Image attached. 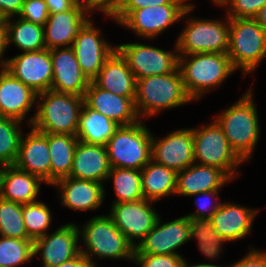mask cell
Wrapping results in <instances>:
<instances>
[{
	"label": "cell",
	"instance_id": "6",
	"mask_svg": "<svg viewBox=\"0 0 266 267\" xmlns=\"http://www.w3.org/2000/svg\"><path fill=\"white\" fill-rule=\"evenodd\" d=\"M194 4L183 12L186 17L184 26L176 40L178 55H190L195 53H227L229 47V17L224 20L202 19L187 17L194 10ZM188 18V19H187Z\"/></svg>",
	"mask_w": 266,
	"mask_h": 267
},
{
	"label": "cell",
	"instance_id": "21",
	"mask_svg": "<svg viewBox=\"0 0 266 267\" xmlns=\"http://www.w3.org/2000/svg\"><path fill=\"white\" fill-rule=\"evenodd\" d=\"M134 98L118 96L91 81L84 95V103L118 125L129 126L141 121L135 108Z\"/></svg>",
	"mask_w": 266,
	"mask_h": 267
},
{
	"label": "cell",
	"instance_id": "54",
	"mask_svg": "<svg viewBox=\"0 0 266 267\" xmlns=\"http://www.w3.org/2000/svg\"><path fill=\"white\" fill-rule=\"evenodd\" d=\"M213 3H216L217 5L221 2V1H223V0H211Z\"/></svg>",
	"mask_w": 266,
	"mask_h": 267
},
{
	"label": "cell",
	"instance_id": "33",
	"mask_svg": "<svg viewBox=\"0 0 266 267\" xmlns=\"http://www.w3.org/2000/svg\"><path fill=\"white\" fill-rule=\"evenodd\" d=\"M190 226V240L198 241V248L204 257L215 260L220 257L224 243L227 241L216 234L214 227L209 219L185 215Z\"/></svg>",
	"mask_w": 266,
	"mask_h": 267
},
{
	"label": "cell",
	"instance_id": "41",
	"mask_svg": "<svg viewBox=\"0 0 266 267\" xmlns=\"http://www.w3.org/2000/svg\"><path fill=\"white\" fill-rule=\"evenodd\" d=\"M185 261L182 255L176 254H134L133 263L140 267H183Z\"/></svg>",
	"mask_w": 266,
	"mask_h": 267
},
{
	"label": "cell",
	"instance_id": "44",
	"mask_svg": "<svg viewBox=\"0 0 266 267\" xmlns=\"http://www.w3.org/2000/svg\"><path fill=\"white\" fill-rule=\"evenodd\" d=\"M249 250V252L247 251L248 254L243 256L242 259L225 267H266V251L263 252L252 247Z\"/></svg>",
	"mask_w": 266,
	"mask_h": 267
},
{
	"label": "cell",
	"instance_id": "8",
	"mask_svg": "<svg viewBox=\"0 0 266 267\" xmlns=\"http://www.w3.org/2000/svg\"><path fill=\"white\" fill-rule=\"evenodd\" d=\"M152 135L142 120L119 126L105 145L111 167L141 170L151 161Z\"/></svg>",
	"mask_w": 266,
	"mask_h": 267
},
{
	"label": "cell",
	"instance_id": "1",
	"mask_svg": "<svg viewBox=\"0 0 266 267\" xmlns=\"http://www.w3.org/2000/svg\"><path fill=\"white\" fill-rule=\"evenodd\" d=\"M252 91V87L247 89L238 101L214 118L231 148L244 162L250 161L261 133Z\"/></svg>",
	"mask_w": 266,
	"mask_h": 267
},
{
	"label": "cell",
	"instance_id": "12",
	"mask_svg": "<svg viewBox=\"0 0 266 267\" xmlns=\"http://www.w3.org/2000/svg\"><path fill=\"white\" fill-rule=\"evenodd\" d=\"M89 3L80 0L71 10L49 14L44 27V41L47 49L72 47L74 39L91 20L94 11ZM90 15V16H88Z\"/></svg>",
	"mask_w": 266,
	"mask_h": 267
},
{
	"label": "cell",
	"instance_id": "46",
	"mask_svg": "<svg viewBox=\"0 0 266 267\" xmlns=\"http://www.w3.org/2000/svg\"><path fill=\"white\" fill-rule=\"evenodd\" d=\"M80 0H45L49 14L71 10Z\"/></svg>",
	"mask_w": 266,
	"mask_h": 267
},
{
	"label": "cell",
	"instance_id": "7",
	"mask_svg": "<svg viewBox=\"0 0 266 267\" xmlns=\"http://www.w3.org/2000/svg\"><path fill=\"white\" fill-rule=\"evenodd\" d=\"M228 57L244 78L266 57V30L255 18H229Z\"/></svg>",
	"mask_w": 266,
	"mask_h": 267
},
{
	"label": "cell",
	"instance_id": "20",
	"mask_svg": "<svg viewBox=\"0 0 266 267\" xmlns=\"http://www.w3.org/2000/svg\"><path fill=\"white\" fill-rule=\"evenodd\" d=\"M50 54L53 68L51 90L84 97L91 81L80 69L73 48L50 49Z\"/></svg>",
	"mask_w": 266,
	"mask_h": 267
},
{
	"label": "cell",
	"instance_id": "22",
	"mask_svg": "<svg viewBox=\"0 0 266 267\" xmlns=\"http://www.w3.org/2000/svg\"><path fill=\"white\" fill-rule=\"evenodd\" d=\"M22 134L19 154L14 164L17 168L40 177L50 186V153L48 134L34 129ZM25 135V136H24Z\"/></svg>",
	"mask_w": 266,
	"mask_h": 267
},
{
	"label": "cell",
	"instance_id": "13",
	"mask_svg": "<svg viewBox=\"0 0 266 267\" xmlns=\"http://www.w3.org/2000/svg\"><path fill=\"white\" fill-rule=\"evenodd\" d=\"M5 69L37 94L51 90L53 68L50 50L47 48L11 57Z\"/></svg>",
	"mask_w": 266,
	"mask_h": 267
},
{
	"label": "cell",
	"instance_id": "4",
	"mask_svg": "<svg viewBox=\"0 0 266 267\" xmlns=\"http://www.w3.org/2000/svg\"><path fill=\"white\" fill-rule=\"evenodd\" d=\"M85 222L87 223L82 226L83 228L78 226L79 239L83 241L80 253L94 266L97 267V261L93 260V256L97 259H127L131 262L134 260V246L114 225L108 214L94 216Z\"/></svg>",
	"mask_w": 266,
	"mask_h": 267
},
{
	"label": "cell",
	"instance_id": "40",
	"mask_svg": "<svg viewBox=\"0 0 266 267\" xmlns=\"http://www.w3.org/2000/svg\"><path fill=\"white\" fill-rule=\"evenodd\" d=\"M265 4L266 0H223L218 5L227 6L229 18H255Z\"/></svg>",
	"mask_w": 266,
	"mask_h": 267
},
{
	"label": "cell",
	"instance_id": "36",
	"mask_svg": "<svg viewBox=\"0 0 266 267\" xmlns=\"http://www.w3.org/2000/svg\"><path fill=\"white\" fill-rule=\"evenodd\" d=\"M33 257V240L0 235V267L21 266Z\"/></svg>",
	"mask_w": 266,
	"mask_h": 267
},
{
	"label": "cell",
	"instance_id": "11",
	"mask_svg": "<svg viewBox=\"0 0 266 267\" xmlns=\"http://www.w3.org/2000/svg\"><path fill=\"white\" fill-rule=\"evenodd\" d=\"M154 203L141 199L110 206L108 215L134 248L154 228L159 218V213L152 208Z\"/></svg>",
	"mask_w": 266,
	"mask_h": 267
},
{
	"label": "cell",
	"instance_id": "5",
	"mask_svg": "<svg viewBox=\"0 0 266 267\" xmlns=\"http://www.w3.org/2000/svg\"><path fill=\"white\" fill-rule=\"evenodd\" d=\"M36 103L30 126L45 134L77 135L84 97L48 90L37 94Z\"/></svg>",
	"mask_w": 266,
	"mask_h": 267
},
{
	"label": "cell",
	"instance_id": "53",
	"mask_svg": "<svg viewBox=\"0 0 266 267\" xmlns=\"http://www.w3.org/2000/svg\"><path fill=\"white\" fill-rule=\"evenodd\" d=\"M1 23H6V19H5V17L1 14V12H0V24Z\"/></svg>",
	"mask_w": 266,
	"mask_h": 267
},
{
	"label": "cell",
	"instance_id": "35",
	"mask_svg": "<svg viewBox=\"0 0 266 267\" xmlns=\"http://www.w3.org/2000/svg\"><path fill=\"white\" fill-rule=\"evenodd\" d=\"M18 120L0 116V166L14 165L19 154L22 132Z\"/></svg>",
	"mask_w": 266,
	"mask_h": 267
},
{
	"label": "cell",
	"instance_id": "3",
	"mask_svg": "<svg viewBox=\"0 0 266 267\" xmlns=\"http://www.w3.org/2000/svg\"><path fill=\"white\" fill-rule=\"evenodd\" d=\"M178 68L185 89L194 101L221 86L236 71L227 53L179 55Z\"/></svg>",
	"mask_w": 266,
	"mask_h": 267
},
{
	"label": "cell",
	"instance_id": "42",
	"mask_svg": "<svg viewBox=\"0 0 266 267\" xmlns=\"http://www.w3.org/2000/svg\"><path fill=\"white\" fill-rule=\"evenodd\" d=\"M192 196H199L195 199V204L197 206V211L187 214L194 217H200L204 219H210L213 214L219 209L223 202L218 200L219 197V190H211L207 192H201L199 194H194ZM211 200H216L212 202ZM219 201V202H218ZM211 202V203H209Z\"/></svg>",
	"mask_w": 266,
	"mask_h": 267
},
{
	"label": "cell",
	"instance_id": "17",
	"mask_svg": "<svg viewBox=\"0 0 266 267\" xmlns=\"http://www.w3.org/2000/svg\"><path fill=\"white\" fill-rule=\"evenodd\" d=\"M159 216L154 228L138 243L134 254H176L182 245L190 241V226L186 216L170 222H161Z\"/></svg>",
	"mask_w": 266,
	"mask_h": 267
},
{
	"label": "cell",
	"instance_id": "10",
	"mask_svg": "<svg viewBox=\"0 0 266 267\" xmlns=\"http://www.w3.org/2000/svg\"><path fill=\"white\" fill-rule=\"evenodd\" d=\"M164 50L145 43L132 42L117 45V50L125 58L136 79L153 75H163L178 68V51Z\"/></svg>",
	"mask_w": 266,
	"mask_h": 267
},
{
	"label": "cell",
	"instance_id": "52",
	"mask_svg": "<svg viewBox=\"0 0 266 267\" xmlns=\"http://www.w3.org/2000/svg\"><path fill=\"white\" fill-rule=\"evenodd\" d=\"M1 187H2V175H1V166H0V199L2 198Z\"/></svg>",
	"mask_w": 266,
	"mask_h": 267
},
{
	"label": "cell",
	"instance_id": "15",
	"mask_svg": "<svg viewBox=\"0 0 266 267\" xmlns=\"http://www.w3.org/2000/svg\"><path fill=\"white\" fill-rule=\"evenodd\" d=\"M103 36L101 29L95 27L90 20L72 44L80 69L90 81L98 75L106 60L117 49Z\"/></svg>",
	"mask_w": 266,
	"mask_h": 267
},
{
	"label": "cell",
	"instance_id": "23",
	"mask_svg": "<svg viewBox=\"0 0 266 267\" xmlns=\"http://www.w3.org/2000/svg\"><path fill=\"white\" fill-rule=\"evenodd\" d=\"M52 186L59 190L60 203L75 211H96L106 198L104 184L100 182L69 176L56 181Z\"/></svg>",
	"mask_w": 266,
	"mask_h": 267
},
{
	"label": "cell",
	"instance_id": "25",
	"mask_svg": "<svg viewBox=\"0 0 266 267\" xmlns=\"http://www.w3.org/2000/svg\"><path fill=\"white\" fill-rule=\"evenodd\" d=\"M110 169L106 146L78 141L70 177L103 184L107 181Z\"/></svg>",
	"mask_w": 266,
	"mask_h": 267
},
{
	"label": "cell",
	"instance_id": "24",
	"mask_svg": "<svg viewBox=\"0 0 266 267\" xmlns=\"http://www.w3.org/2000/svg\"><path fill=\"white\" fill-rule=\"evenodd\" d=\"M259 210L232 202H223L209 220L216 234L222 236L227 242H232L248 236Z\"/></svg>",
	"mask_w": 266,
	"mask_h": 267
},
{
	"label": "cell",
	"instance_id": "37",
	"mask_svg": "<svg viewBox=\"0 0 266 267\" xmlns=\"http://www.w3.org/2000/svg\"><path fill=\"white\" fill-rule=\"evenodd\" d=\"M51 212L48 206L41 201L22 204L23 220L31 240L34 241L48 233L52 224Z\"/></svg>",
	"mask_w": 266,
	"mask_h": 267
},
{
	"label": "cell",
	"instance_id": "26",
	"mask_svg": "<svg viewBox=\"0 0 266 267\" xmlns=\"http://www.w3.org/2000/svg\"><path fill=\"white\" fill-rule=\"evenodd\" d=\"M231 180L223 170L217 167L194 163L177 172L175 194L190 197L201 192L220 190Z\"/></svg>",
	"mask_w": 266,
	"mask_h": 267
},
{
	"label": "cell",
	"instance_id": "32",
	"mask_svg": "<svg viewBox=\"0 0 266 267\" xmlns=\"http://www.w3.org/2000/svg\"><path fill=\"white\" fill-rule=\"evenodd\" d=\"M6 19L8 47L14 44L21 52L40 51L46 48L44 27L16 17Z\"/></svg>",
	"mask_w": 266,
	"mask_h": 267
},
{
	"label": "cell",
	"instance_id": "18",
	"mask_svg": "<svg viewBox=\"0 0 266 267\" xmlns=\"http://www.w3.org/2000/svg\"><path fill=\"white\" fill-rule=\"evenodd\" d=\"M158 139L152 135L151 160L154 162L176 172L195 163L192 128L178 129Z\"/></svg>",
	"mask_w": 266,
	"mask_h": 267
},
{
	"label": "cell",
	"instance_id": "9",
	"mask_svg": "<svg viewBox=\"0 0 266 267\" xmlns=\"http://www.w3.org/2000/svg\"><path fill=\"white\" fill-rule=\"evenodd\" d=\"M202 125L192 128L195 163L217 167L234 180L241 174L238 167L245 162L231 148L222 128L214 119Z\"/></svg>",
	"mask_w": 266,
	"mask_h": 267
},
{
	"label": "cell",
	"instance_id": "2",
	"mask_svg": "<svg viewBox=\"0 0 266 267\" xmlns=\"http://www.w3.org/2000/svg\"><path fill=\"white\" fill-rule=\"evenodd\" d=\"M135 108L140 119L157 115L164 110L191 103L179 68L175 71L137 79Z\"/></svg>",
	"mask_w": 266,
	"mask_h": 267
},
{
	"label": "cell",
	"instance_id": "50",
	"mask_svg": "<svg viewBox=\"0 0 266 267\" xmlns=\"http://www.w3.org/2000/svg\"><path fill=\"white\" fill-rule=\"evenodd\" d=\"M260 26L266 30V4L260 9L258 15L255 17Z\"/></svg>",
	"mask_w": 266,
	"mask_h": 267
},
{
	"label": "cell",
	"instance_id": "45",
	"mask_svg": "<svg viewBox=\"0 0 266 267\" xmlns=\"http://www.w3.org/2000/svg\"><path fill=\"white\" fill-rule=\"evenodd\" d=\"M24 0H0V12L5 17L14 18V16H18Z\"/></svg>",
	"mask_w": 266,
	"mask_h": 267
},
{
	"label": "cell",
	"instance_id": "49",
	"mask_svg": "<svg viewBox=\"0 0 266 267\" xmlns=\"http://www.w3.org/2000/svg\"><path fill=\"white\" fill-rule=\"evenodd\" d=\"M83 1L97 8L99 12L108 11L115 3V0H83Z\"/></svg>",
	"mask_w": 266,
	"mask_h": 267
},
{
	"label": "cell",
	"instance_id": "43",
	"mask_svg": "<svg viewBox=\"0 0 266 267\" xmlns=\"http://www.w3.org/2000/svg\"><path fill=\"white\" fill-rule=\"evenodd\" d=\"M49 11L45 0H24L18 15L23 20L44 26L48 20Z\"/></svg>",
	"mask_w": 266,
	"mask_h": 267
},
{
	"label": "cell",
	"instance_id": "34",
	"mask_svg": "<svg viewBox=\"0 0 266 267\" xmlns=\"http://www.w3.org/2000/svg\"><path fill=\"white\" fill-rule=\"evenodd\" d=\"M108 180H112L115 196L112 204L134 202L144 199L141 185V170L111 167Z\"/></svg>",
	"mask_w": 266,
	"mask_h": 267
},
{
	"label": "cell",
	"instance_id": "14",
	"mask_svg": "<svg viewBox=\"0 0 266 267\" xmlns=\"http://www.w3.org/2000/svg\"><path fill=\"white\" fill-rule=\"evenodd\" d=\"M189 4H164L133 10L121 23L138 37L154 39L179 20Z\"/></svg>",
	"mask_w": 266,
	"mask_h": 267
},
{
	"label": "cell",
	"instance_id": "28",
	"mask_svg": "<svg viewBox=\"0 0 266 267\" xmlns=\"http://www.w3.org/2000/svg\"><path fill=\"white\" fill-rule=\"evenodd\" d=\"M2 199L20 204L38 200L41 184L46 183L40 177L17 168L15 165L2 166Z\"/></svg>",
	"mask_w": 266,
	"mask_h": 267
},
{
	"label": "cell",
	"instance_id": "31",
	"mask_svg": "<svg viewBox=\"0 0 266 267\" xmlns=\"http://www.w3.org/2000/svg\"><path fill=\"white\" fill-rule=\"evenodd\" d=\"M78 141L77 136L73 135L48 134L50 185L60 179L69 177Z\"/></svg>",
	"mask_w": 266,
	"mask_h": 267
},
{
	"label": "cell",
	"instance_id": "16",
	"mask_svg": "<svg viewBox=\"0 0 266 267\" xmlns=\"http://www.w3.org/2000/svg\"><path fill=\"white\" fill-rule=\"evenodd\" d=\"M79 240L78 225L66 223L33 241L34 257L40 255L42 267H56L80 254Z\"/></svg>",
	"mask_w": 266,
	"mask_h": 267
},
{
	"label": "cell",
	"instance_id": "38",
	"mask_svg": "<svg viewBox=\"0 0 266 267\" xmlns=\"http://www.w3.org/2000/svg\"><path fill=\"white\" fill-rule=\"evenodd\" d=\"M0 235L30 239L23 220L22 204L0 199Z\"/></svg>",
	"mask_w": 266,
	"mask_h": 267
},
{
	"label": "cell",
	"instance_id": "27",
	"mask_svg": "<svg viewBox=\"0 0 266 267\" xmlns=\"http://www.w3.org/2000/svg\"><path fill=\"white\" fill-rule=\"evenodd\" d=\"M92 81L98 87L118 96L135 97L137 79L117 49L106 60Z\"/></svg>",
	"mask_w": 266,
	"mask_h": 267
},
{
	"label": "cell",
	"instance_id": "47",
	"mask_svg": "<svg viewBox=\"0 0 266 267\" xmlns=\"http://www.w3.org/2000/svg\"><path fill=\"white\" fill-rule=\"evenodd\" d=\"M8 48L7 27L6 23L0 24V69H4L7 65L8 59H3L4 54Z\"/></svg>",
	"mask_w": 266,
	"mask_h": 267
},
{
	"label": "cell",
	"instance_id": "48",
	"mask_svg": "<svg viewBox=\"0 0 266 267\" xmlns=\"http://www.w3.org/2000/svg\"><path fill=\"white\" fill-rule=\"evenodd\" d=\"M56 267H96L94 266L84 255L81 253L68 261H65L61 265Z\"/></svg>",
	"mask_w": 266,
	"mask_h": 267
},
{
	"label": "cell",
	"instance_id": "39",
	"mask_svg": "<svg viewBox=\"0 0 266 267\" xmlns=\"http://www.w3.org/2000/svg\"><path fill=\"white\" fill-rule=\"evenodd\" d=\"M189 0H117L104 16L120 24L133 10L164 4H188Z\"/></svg>",
	"mask_w": 266,
	"mask_h": 267
},
{
	"label": "cell",
	"instance_id": "19",
	"mask_svg": "<svg viewBox=\"0 0 266 267\" xmlns=\"http://www.w3.org/2000/svg\"><path fill=\"white\" fill-rule=\"evenodd\" d=\"M37 93L23 82L14 77L5 68L0 69V116L12 118L23 122L29 118L30 126L35 114L27 117L28 113L36 105Z\"/></svg>",
	"mask_w": 266,
	"mask_h": 267
},
{
	"label": "cell",
	"instance_id": "51",
	"mask_svg": "<svg viewBox=\"0 0 266 267\" xmlns=\"http://www.w3.org/2000/svg\"><path fill=\"white\" fill-rule=\"evenodd\" d=\"M183 267H225V266H221V265H216V264H211V263H198V264H190L186 261L184 262Z\"/></svg>",
	"mask_w": 266,
	"mask_h": 267
},
{
	"label": "cell",
	"instance_id": "30",
	"mask_svg": "<svg viewBox=\"0 0 266 267\" xmlns=\"http://www.w3.org/2000/svg\"><path fill=\"white\" fill-rule=\"evenodd\" d=\"M119 126L115 121L89 108L84 103L79 115L76 136L79 141L105 146Z\"/></svg>",
	"mask_w": 266,
	"mask_h": 267
},
{
	"label": "cell",
	"instance_id": "29",
	"mask_svg": "<svg viewBox=\"0 0 266 267\" xmlns=\"http://www.w3.org/2000/svg\"><path fill=\"white\" fill-rule=\"evenodd\" d=\"M177 172L151 160L141 169V185L144 199L157 202L163 197L175 195Z\"/></svg>",
	"mask_w": 266,
	"mask_h": 267
}]
</instances>
